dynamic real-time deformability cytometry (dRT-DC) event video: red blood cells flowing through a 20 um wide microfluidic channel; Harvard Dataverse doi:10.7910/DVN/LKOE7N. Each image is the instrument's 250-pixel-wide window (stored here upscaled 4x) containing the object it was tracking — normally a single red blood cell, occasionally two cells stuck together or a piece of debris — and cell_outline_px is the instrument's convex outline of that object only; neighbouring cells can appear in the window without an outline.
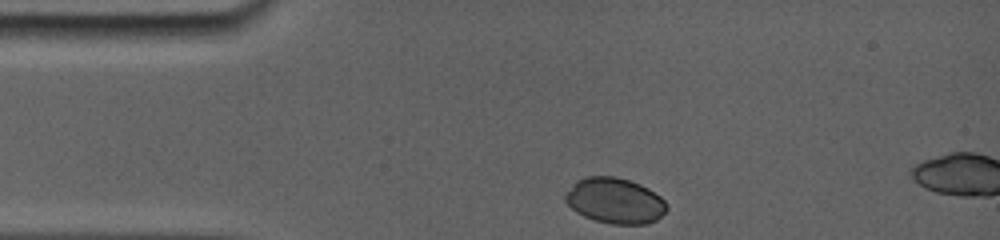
{"species": "common noctule bat (a hibernating species)", "species_latin": "Nyctalus noctula", "temperature_condition": "room temperature", "stored_images_in_passage": 3, "camera_frame_rate_fps": 5000, "um_per_image_px": 0.085, "animal": {"sex": "female", "body_mass_g": 19.0, "forearm_length_mm": 56.7}, "frame": {"image": 1, "passage_image": 1, "time_ms": 0.0, "image_size_px": [1000, 240], "cell_outline_px": [[668, 208], [656, 220], [644, 224], [612, 224], [596, 220], [584, 216], [576, 212], [564, 200], [564, 192], [576, 180], [588, 176], [616, 176], [640, 184], [648, 188], [660, 196], [668, 204]], "centroid_in_image_um": [52.24, 17.04], "position_along_channel_um": 32.8, "area_um2": 27.05}}